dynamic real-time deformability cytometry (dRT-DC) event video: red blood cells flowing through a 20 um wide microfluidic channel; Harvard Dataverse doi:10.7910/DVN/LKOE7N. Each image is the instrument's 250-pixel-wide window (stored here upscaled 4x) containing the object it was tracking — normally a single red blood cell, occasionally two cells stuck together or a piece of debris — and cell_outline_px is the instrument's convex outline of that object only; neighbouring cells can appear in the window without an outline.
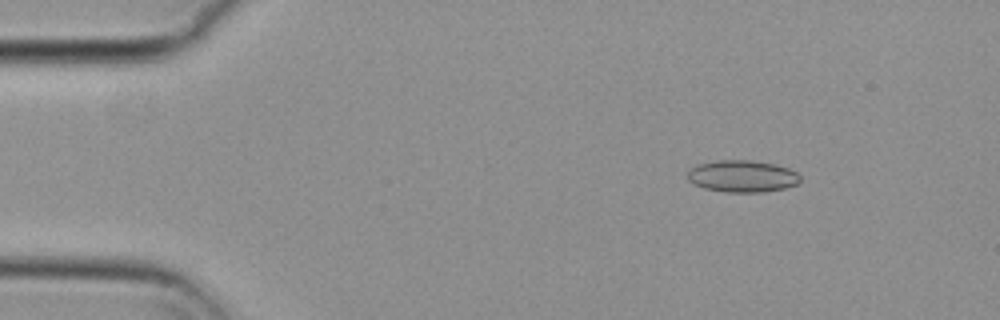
{"species": "common noctule bat (a hibernating species)", "species_latin": "Nyctalus noctula", "temperature_condition": "cold", "stored_images_in_passage": 55, "camera_frame_rate_fps": 3000, "um_per_image_px": 0.085, "animal": {"sex": "female", "body_mass_g": 29.2, "forearm_length_mm": 56.3}, "frame": {"image": 1, "passage_image": 7, "time_ms": 2.0, "image_size_px": [1000, 320], "cell_outline_px": [[800, 180], [796, 184], [784, 188], [764, 192], [728, 192], [704, 188], [688, 180], [688, 172], [696, 164], [716, 160], [752, 160], [776, 164], [788, 168], [796, 172], [800, 176]], "centroid_in_image_um": [63.1, 14.97], "position_along_channel_um": 21.9, "area_um2": 20.92}}
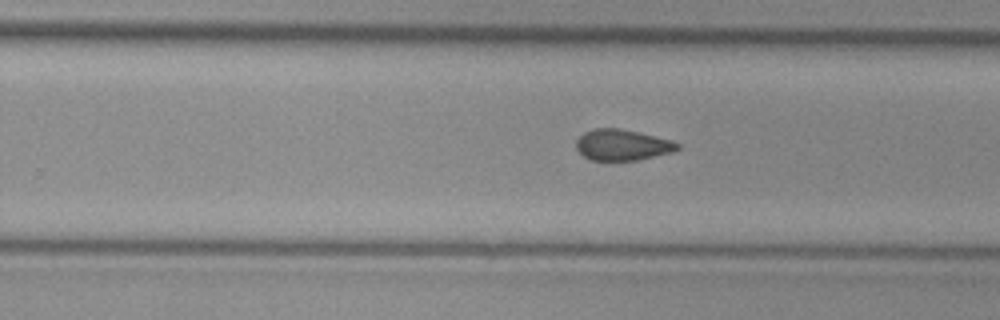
{"frame": {"image": 2, "passage_image": 34, "time_ms": 11.0, "image_size_px": [1000, 320], "cell_outline_px": [[680, 148], [676, 152], [636, 160], [592, 160], [584, 156], [576, 148], [576, 140], [584, 132], [592, 128], [620, 128], [640, 132], [672, 140], [680, 144]], "centroid_in_image_um": [52.93, 12.31], "position_along_channel_um": 276.9, "area_um2": 18.5}}
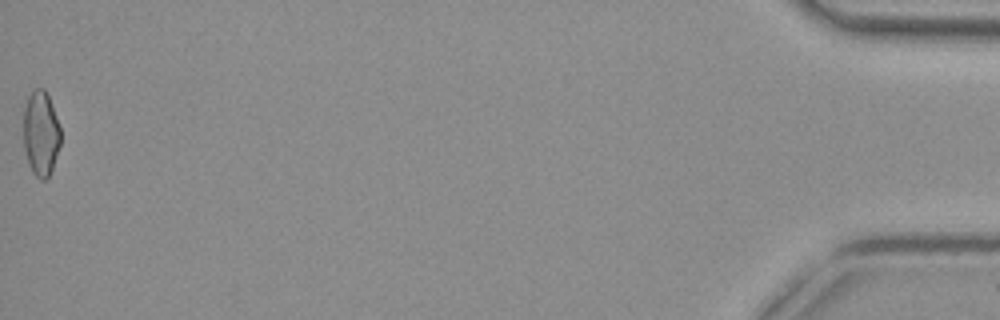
{"frame": {"image": 3, "passage_image": 55, "time_ms": 18.0, "image_size_px": [1000, 320], "cell_outline_px": [[60, 144], [52, 168], [48, 176], [44, 180], [40, 180], [32, 172], [28, 164], [24, 148], [24, 108], [28, 96], [32, 88], [44, 88], [48, 96], [56, 116], [60, 128]], "centroid_in_image_um": [3.45, 11.33], "position_along_channel_um": 431.7, "area_um2": 18.32}, "authors_computed_cell_mechanics": {"area_um2": 19.074, "velocity_mm_per_s": 3.7303, "shape_relaxation_time_tau1_ms": null, "shape_relaxation_time_tau2_ms": 3.0796, "deformation_change_tau1": null, "deformation_change_tau2": 0.085}}